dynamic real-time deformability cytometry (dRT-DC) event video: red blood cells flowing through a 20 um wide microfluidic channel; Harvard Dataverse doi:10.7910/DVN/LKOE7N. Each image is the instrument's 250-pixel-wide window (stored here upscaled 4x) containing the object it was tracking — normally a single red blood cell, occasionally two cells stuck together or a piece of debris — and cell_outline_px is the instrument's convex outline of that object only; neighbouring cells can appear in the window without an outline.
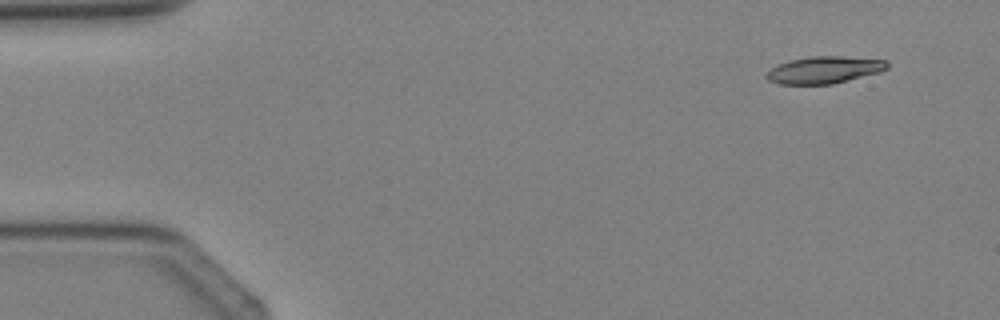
{"species": "Egyptian fruit bat (a non-hibernating species)", "species_latin": "Rousettus aegyptiacus", "temperature_condition": "cold", "stored_images_in_passage": 3, "camera_frame_rate_fps": 3000, "um_per_image_px": 0.085, "animal": {"sex": "female"}, "frame": {"image": 1, "passage_image": 1, "time_ms": 0.0, "image_size_px": [1000, 320], "cell_outline_px": [[888, 68], [880, 72], [832, 84], [780, 84], [768, 80], [764, 76], [772, 68], [788, 60], [808, 56], [840, 56], [888, 60]], "centroid_in_image_um": [70.07, 5.93], "position_along_channel_um": 14.9, "area_um2": 19.02}}
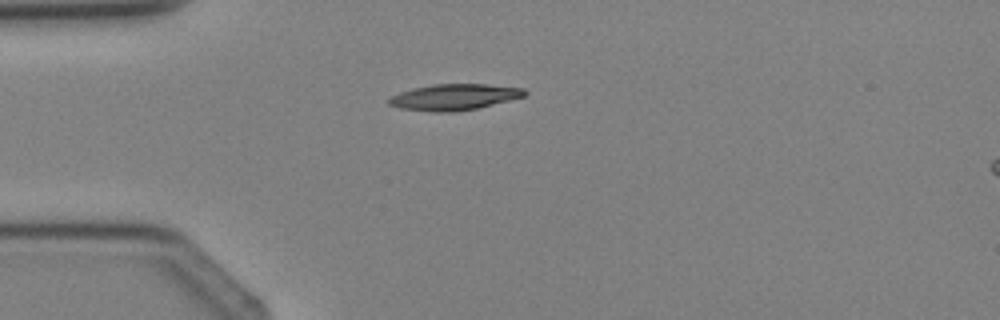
{"frame": {"image": 2, "passage_image": 3, "time_ms": 2.333, "image_size_px": [1000, 320], "cell_outline_px": [[528, 92], [524, 96], [480, 108], [452, 112], [432, 112], [400, 108], [388, 104], [388, 100], [392, 96], [400, 92], [412, 88], [432, 84], [488, 84], [524, 88]], "centroid_in_image_um": [38.62, 8.25], "position_along_channel_um": 46.4, "area_um2": 20.75}}